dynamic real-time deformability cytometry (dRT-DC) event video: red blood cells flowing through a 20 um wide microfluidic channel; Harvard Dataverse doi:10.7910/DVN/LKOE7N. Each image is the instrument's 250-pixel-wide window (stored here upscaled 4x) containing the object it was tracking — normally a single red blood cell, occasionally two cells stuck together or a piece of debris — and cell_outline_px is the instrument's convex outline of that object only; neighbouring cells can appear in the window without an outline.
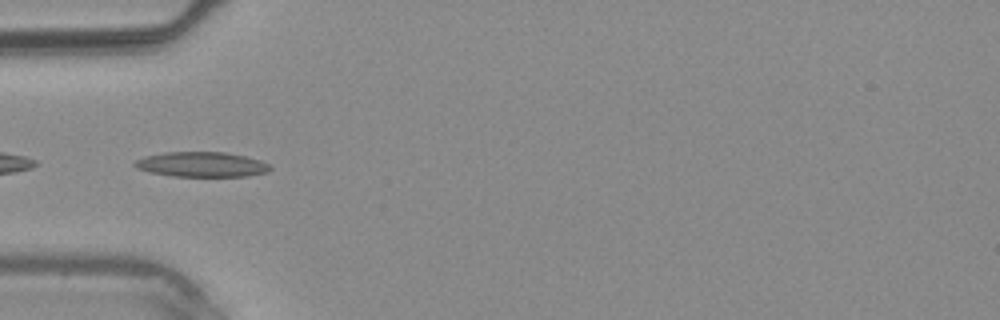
{"species": "common noctule bat (a hibernating species)", "species_latin": "Nyctalus noctula", "temperature_condition": "warm", "stored_images_in_passage": 5, "camera_frame_rate_fps": 3000, "um_per_image_px": 0.085, "animal": {"sex": "male", "body_mass_g": 20.4}, "frame": {"image": 1, "passage_image": 4, "time_ms": 4.333, "image_size_px": [1000, 320], "cell_outline_px": [[272, 168], [268, 172], [248, 176], [172, 176], [148, 172], [136, 168], [132, 164], [136, 160], [144, 156], [164, 152], [224, 152], [244, 156], [260, 160], [268, 164]], "centroid_in_image_um": [17.11, 13.98], "position_along_channel_um": 67.9, "area_um2": 19.77}}